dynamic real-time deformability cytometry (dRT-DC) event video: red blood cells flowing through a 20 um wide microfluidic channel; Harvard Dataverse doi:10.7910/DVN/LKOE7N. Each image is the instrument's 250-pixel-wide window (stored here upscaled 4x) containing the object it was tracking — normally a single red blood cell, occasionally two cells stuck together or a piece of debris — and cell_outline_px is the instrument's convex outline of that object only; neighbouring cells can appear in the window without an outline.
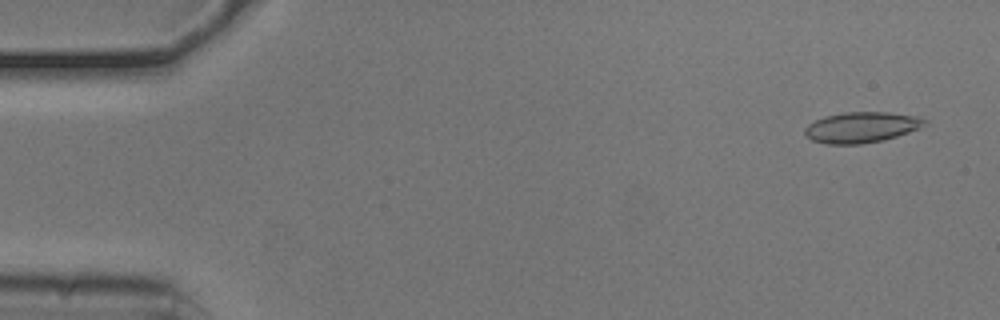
{"species": "common noctule bat (a hibernating species)", "species_latin": "Nyctalus noctula", "temperature_condition": "cold", "stored_images_in_passage": 25, "camera_frame_rate_fps": 3000, "um_per_image_px": 0.085, "animal": {"sex": "male", "body_mass_g": 20.5, "forearm_length_mm": 52.5}, "frame": {"image": 1, "passage_image": 3, "time_ms": 0.667, "image_size_px": [1000, 320], "cell_outline_px": [[928, 124], [908, 132], [884, 140], [860, 144], [828, 144], [812, 140], [804, 132], [804, 128], [808, 124], [824, 116], [844, 112], [888, 112], [916, 116], [928, 120]], "centroid_in_image_um": [73.23, 10.81], "position_along_channel_um": 11.8, "area_um2": 21.39}}
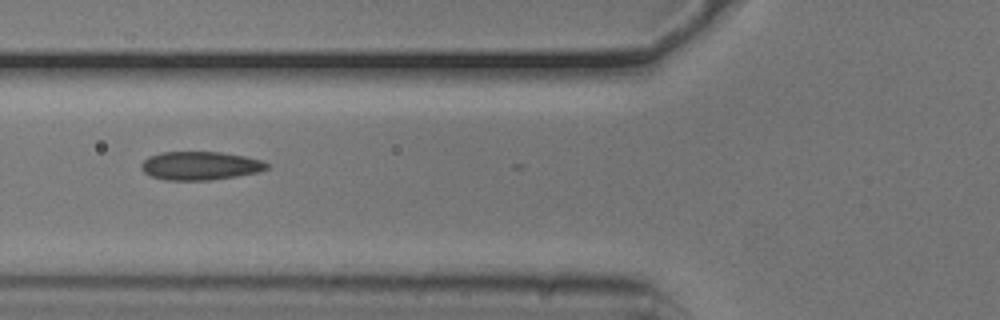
{"frame": {"image": 2, "passage_image": 20, "time_ms": 6.333, "image_size_px": [1000, 320], "cell_outline_px": [[268, 168], [260, 172], [236, 176], [208, 180], [164, 180], [152, 176], [144, 172], [140, 168], [140, 164], [148, 156], [160, 152], [220, 152], [244, 156], [264, 160], [268, 164]], "centroid_in_image_um": [17.01, 14.08], "position_along_channel_um": 108.8, "area_um2": 20.92}}
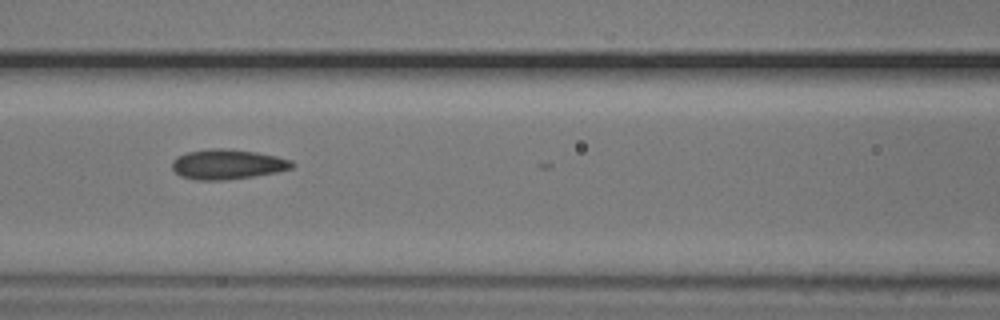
{"frame": {"image": 3, "passage_image": 23, "time_ms": 7.333, "image_size_px": [1000, 320], "cell_outline_px": [[296, 164], [292, 168], [276, 172], [252, 176], [224, 180], [196, 180], [180, 176], [172, 168], [172, 160], [176, 156], [188, 152], [208, 148], [228, 148], [256, 152], [276, 156], [292, 160]], "centroid_in_image_um": [19.32, 13.95], "position_along_channel_um": 147.3, "area_um2": 21.04}}